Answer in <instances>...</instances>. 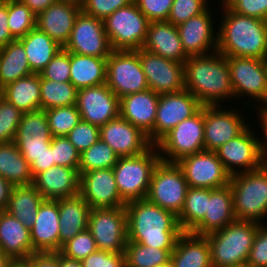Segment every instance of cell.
Here are the masks:
<instances>
[{
	"instance_id": "cell-1",
	"label": "cell",
	"mask_w": 267,
	"mask_h": 267,
	"mask_svg": "<svg viewBox=\"0 0 267 267\" xmlns=\"http://www.w3.org/2000/svg\"><path fill=\"white\" fill-rule=\"evenodd\" d=\"M127 215V239L144 246L174 249L183 233L177 216L147 199L125 205Z\"/></svg>"
},
{
	"instance_id": "cell-2",
	"label": "cell",
	"mask_w": 267,
	"mask_h": 267,
	"mask_svg": "<svg viewBox=\"0 0 267 267\" xmlns=\"http://www.w3.org/2000/svg\"><path fill=\"white\" fill-rule=\"evenodd\" d=\"M184 85L202 106H218L234 97L227 58L218 51L189 56L184 62Z\"/></svg>"
},
{
	"instance_id": "cell-3",
	"label": "cell",
	"mask_w": 267,
	"mask_h": 267,
	"mask_svg": "<svg viewBox=\"0 0 267 267\" xmlns=\"http://www.w3.org/2000/svg\"><path fill=\"white\" fill-rule=\"evenodd\" d=\"M218 29L217 51L226 57L267 55V21L224 9Z\"/></svg>"
},
{
	"instance_id": "cell-4",
	"label": "cell",
	"mask_w": 267,
	"mask_h": 267,
	"mask_svg": "<svg viewBox=\"0 0 267 267\" xmlns=\"http://www.w3.org/2000/svg\"><path fill=\"white\" fill-rule=\"evenodd\" d=\"M259 225L252 221L235 220L223 229L207 234L212 267L244 266Z\"/></svg>"
},
{
	"instance_id": "cell-5",
	"label": "cell",
	"mask_w": 267,
	"mask_h": 267,
	"mask_svg": "<svg viewBox=\"0 0 267 267\" xmlns=\"http://www.w3.org/2000/svg\"><path fill=\"white\" fill-rule=\"evenodd\" d=\"M229 185L235 219L267 224L262 221L267 217V165L255 171L232 175Z\"/></svg>"
},
{
	"instance_id": "cell-6",
	"label": "cell",
	"mask_w": 267,
	"mask_h": 267,
	"mask_svg": "<svg viewBox=\"0 0 267 267\" xmlns=\"http://www.w3.org/2000/svg\"><path fill=\"white\" fill-rule=\"evenodd\" d=\"M160 160L156 145L137 156L119 157L112 170L119 195L126 204L146 199L153 169Z\"/></svg>"
},
{
	"instance_id": "cell-7",
	"label": "cell",
	"mask_w": 267,
	"mask_h": 267,
	"mask_svg": "<svg viewBox=\"0 0 267 267\" xmlns=\"http://www.w3.org/2000/svg\"><path fill=\"white\" fill-rule=\"evenodd\" d=\"M103 22L112 50H139L143 47L150 21L134 1L107 16Z\"/></svg>"
},
{
	"instance_id": "cell-8",
	"label": "cell",
	"mask_w": 267,
	"mask_h": 267,
	"mask_svg": "<svg viewBox=\"0 0 267 267\" xmlns=\"http://www.w3.org/2000/svg\"><path fill=\"white\" fill-rule=\"evenodd\" d=\"M156 146L161 161L169 163L205 150L204 106L191 118L177 124Z\"/></svg>"
},
{
	"instance_id": "cell-9",
	"label": "cell",
	"mask_w": 267,
	"mask_h": 267,
	"mask_svg": "<svg viewBox=\"0 0 267 267\" xmlns=\"http://www.w3.org/2000/svg\"><path fill=\"white\" fill-rule=\"evenodd\" d=\"M189 185L177 163L159 161L153 169L146 199L178 216Z\"/></svg>"
},
{
	"instance_id": "cell-10",
	"label": "cell",
	"mask_w": 267,
	"mask_h": 267,
	"mask_svg": "<svg viewBox=\"0 0 267 267\" xmlns=\"http://www.w3.org/2000/svg\"><path fill=\"white\" fill-rule=\"evenodd\" d=\"M106 84L120 99L149 89L139 50H112L107 57Z\"/></svg>"
},
{
	"instance_id": "cell-11",
	"label": "cell",
	"mask_w": 267,
	"mask_h": 267,
	"mask_svg": "<svg viewBox=\"0 0 267 267\" xmlns=\"http://www.w3.org/2000/svg\"><path fill=\"white\" fill-rule=\"evenodd\" d=\"M230 70L231 84L234 97L245 98L249 96L260 105L252 101L246 102L247 109L265 106L267 103V74L262 59L254 57H226ZM252 104V105H250Z\"/></svg>"
},
{
	"instance_id": "cell-12",
	"label": "cell",
	"mask_w": 267,
	"mask_h": 267,
	"mask_svg": "<svg viewBox=\"0 0 267 267\" xmlns=\"http://www.w3.org/2000/svg\"><path fill=\"white\" fill-rule=\"evenodd\" d=\"M87 229L92 233L98 250L125 252L128 241L125 207L91 209Z\"/></svg>"
},
{
	"instance_id": "cell-13",
	"label": "cell",
	"mask_w": 267,
	"mask_h": 267,
	"mask_svg": "<svg viewBox=\"0 0 267 267\" xmlns=\"http://www.w3.org/2000/svg\"><path fill=\"white\" fill-rule=\"evenodd\" d=\"M249 127L248 125L237 137L221 145L215 151L218 159L231 176L255 171L264 165L260 152V137L254 134L253 129Z\"/></svg>"
},
{
	"instance_id": "cell-14",
	"label": "cell",
	"mask_w": 267,
	"mask_h": 267,
	"mask_svg": "<svg viewBox=\"0 0 267 267\" xmlns=\"http://www.w3.org/2000/svg\"><path fill=\"white\" fill-rule=\"evenodd\" d=\"M176 163L191 188L217 189L230 183L231 175L214 151L203 150Z\"/></svg>"
},
{
	"instance_id": "cell-15",
	"label": "cell",
	"mask_w": 267,
	"mask_h": 267,
	"mask_svg": "<svg viewBox=\"0 0 267 267\" xmlns=\"http://www.w3.org/2000/svg\"><path fill=\"white\" fill-rule=\"evenodd\" d=\"M63 48L68 52L98 58H107L112 51L103 20L82 11L77 15L71 36Z\"/></svg>"
},
{
	"instance_id": "cell-16",
	"label": "cell",
	"mask_w": 267,
	"mask_h": 267,
	"mask_svg": "<svg viewBox=\"0 0 267 267\" xmlns=\"http://www.w3.org/2000/svg\"><path fill=\"white\" fill-rule=\"evenodd\" d=\"M202 105L187 89L159 94L156 120L153 128V145H156L181 121L195 115Z\"/></svg>"
},
{
	"instance_id": "cell-17",
	"label": "cell",
	"mask_w": 267,
	"mask_h": 267,
	"mask_svg": "<svg viewBox=\"0 0 267 267\" xmlns=\"http://www.w3.org/2000/svg\"><path fill=\"white\" fill-rule=\"evenodd\" d=\"M139 59L148 87L155 93H174L185 89L184 63L163 58L143 48L139 49Z\"/></svg>"
},
{
	"instance_id": "cell-18",
	"label": "cell",
	"mask_w": 267,
	"mask_h": 267,
	"mask_svg": "<svg viewBox=\"0 0 267 267\" xmlns=\"http://www.w3.org/2000/svg\"><path fill=\"white\" fill-rule=\"evenodd\" d=\"M221 106L224 105L204 106V144L208 151L215 152L249 125L241 111L236 108L226 111Z\"/></svg>"
},
{
	"instance_id": "cell-19",
	"label": "cell",
	"mask_w": 267,
	"mask_h": 267,
	"mask_svg": "<svg viewBox=\"0 0 267 267\" xmlns=\"http://www.w3.org/2000/svg\"><path fill=\"white\" fill-rule=\"evenodd\" d=\"M76 106L83 121L101 127L119 116L120 99L104 83L78 89Z\"/></svg>"
},
{
	"instance_id": "cell-20",
	"label": "cell",
	"mask_w": 267,
	"mask_h": 267,
	"mask_svg": "<svg viewBox=\"0 0 267 267\" xmlns=\"http://www.w3.org/2000/svg\"><path fill=\"white\" fill-rule=\"evenodd\" d=\"M51 141L52 135L45 110L22 114L13 142L29 164L50 147Z\"/></svg>"
},
{
	"instance_id": "cell-21",
	"label": "cell",
	"mask_w": 267,
	"mask_h": 267,
	"mask_svg": "<svg viewBox=\"0 0 267 267\" xmlns=\"http://www.w3.org/2000/svg\"><path fill=\"white\" fill-rule=\"evenodd\" d=\"M91 209L125 207L119 195L112 168L92 170L80 175V192Z\"/></svg>"
},
{
	"instance_id": "cell-22",
	"label": "cell",
	"mask_w": 267,
	"mask_h": 267,
	"mask_svg": "<svg viewBox=\"0 0 267 267\" xmlns=\"http://www.w3.org/2000/svg\"><path fill=\"white\" fill-rule=\"evenodd\" d=\"M99 137L118 157L137 156L152 146L146 134L120 115L100 127Z\"/></svg>"
},
{
	"instance_id": "cell-23",
	"label": "cell",
	"mask_w": 267,
	"mask_h": 267,
	"mask_svg": "<svg viewBox=\"0 0 267 267\" xmlns=\"http://www.w3.org/2000/svg\"><path fill=\"white\" fill-rule=\"evenodd\" d=\"M209 8L177 26L183 50L188 57L217 51L218 30L214 27V15Z\"/></svg>"
},
{
	"instance_id": "cell-24",
	"label": "cell",
	"mask_w": 267,
	"mask_h": 267,
	"mask_svg": "<svg viewBox=\"0 0 267 267\" xmlns=\"http://www.w3.org/2000/svg\"><path fill=\"white\" fill-rule=\"evenodd\" d=\"M80 11L79 0H59L36 16V27L64 47Z\"/></svg>"
},
{
	"instance_id": "cell-25",
	"label": "cell",
	"mask_w": 267,
	"mask_h": 267,
	"mask_svg": "<svg viewBox=\"0 0 267 267\" xmlns=\"http://www.w3.org/2000/svg\"><path fill=\"white\" fill-rule=\"evenodd\" d=\"M159 94L151 89L120 98L119 115L147 135L153 145V128Z\"/></svg>"
},
{
	"instance_id": "cell-26",
	"label": "cell",
	"mask_w": 267,
	"mask_h": 267,
	"mask_svg": "<svg viewBox=\"0 0 267 267\" xmlns=\"http://www.w3.org/2000/svg\"><path fill=\"white\" fill-rule=\"evenodd\" d=\"M33 185L45 200L73 197L80 192L78 168L53 166L38 173Z\"/></svg>"
},
{
	"instance_id": "cell-27",
	"label": "cell",
	"mask_w": 267,
	"mask_h": 267,
	"mask_svg": "<svg viewBox=\"0 0 267 267\" xmlns=\"http://www.w3.org/2000/svg\"><path fill=\"white\" fill-rule=\"evenodd\" d=\"M58 200H44L30 229L34 252H59Z\"/></svg>"
},
{
	"instance_id": "cell-28",
	"label": "cell",
	"mask_w": 267,
	"mask_h": 267,
	"mask_svg": "<svg viewBox=\"0 0 267 267\" xmlns=\"http://www.w3.org/2000/svg\"><path fill=\"white\" fill-rule=\"evenodd\" d=\"M235 220L233 194L230 185L210 189L206 214L190 233L206 236L223 229Z\"/></svg>"
},
{
	"instance_id": "cell-29",
	"label": "cell",
	"mask_w": 267,
	"mask_h": 267,
	"mask_svg": "<svg viewBox=\"0 0 267 267\" xmlns=\"http://www.w3.org/2000/svg\"><path fill=\"white\" fill-rule=\"evenodd\" d=\"M0 249L12 261H24L33 254L30 229L6 210L0 211Z\"/></svg>"
},
{
	"instance_id": "cell-30",
	"label": "cell",
	"mask_w": 267,
	"mask_h": 267,
	"mask_svg": "<svg viewBox=\"0 0 267 267\" xmlns=\"http://www.w3.org/2000/svg\"><path fill=\"white\" fill-rule=\"evenodd\" d=\"M142 48L181 63L188 58L183 50L177 26L168 21L149 23L146 41Z\"/></svg>"
},
{
	"instance_id": "cell-31",
	"label": "cell",
	"mask_w": 267,
	"mask_h": 267,
	"mask_svg": "<svg viewBox=\"0 0 267 267\" xmlns=\"http://www.w3.org/2000/svg\"><path fill=\"white\" fill-rule=\"evenodd\" d=\"M59 251L64 243L87 229L91 208L80 194L58 199Z\"/></svg>"
},
{
	"instance_id": "cell-32",
	"label": "cell",
	"mask_w": 267,
	"mask_h": 267,
	"mask_svg": "<svg viewBox=\"0 0 267 267\" xmlns=\"http://www.w3.org/2000/svg\"><path fill=\"white\" fill-rule=\"evenodd\" d=\"M170 261L174 267H212L207 238L183 232L171 252Z\"/></svg>"
},
{
	"instance_id": "cell-33",
	"label": "cell",
	"mask_w": 267,
	"mask_h": 267,
	"mask_svg": "<svg viewBox=\"0 0 267 267\" xmlns=\"http://www.w3.org/2000/svg\"><path fill=\"white\" fill-rule=\"evenodd\" d=\"M107 58L70 52V82L77 88L106 83Z\"/></svg>"
},
{
	"instance_id": "cell-34",
	"label": "cell",
	"mask_w": 267,
	"mask_h": 267,
	"mask_svg": "<svg viewBox=\"0 0 267 267\" xmlns=\"http://www.w3.org/2000/svg\"><path fill=\"white\" fill-rule=\"evenodd\" d=\"M18 40L23 44L31 71L36 74H39L63 49V46L37 27Z\"/></svg>"
},
{
	"instance_id": "cell-35",
	"label": "cell",
	"mask_w": 267,
	"mask_h": 267,
	"mask_svg": "<svg viewBox=\"0 0 267 267\" xmlns=\"http://www.w3.org/2000/svg\"><path fill=\"white\" fill-rule=\"evenodd\" d=\"M44 200L33 184L13 186L5 210L31 229Z\"/></svg>"
},
{
	"instance_id": "cell-36",
	"label": "cell",
	"mask_w": 267,
	"mask_h": 267,
	"mask_svg": "<svg viewBox=\"0 0 267 267\" xmlns=\"http://www.w3.org/2000/svg\"><path fill=\"white\" fill-rule=\"evenodd\" d=\"M4 98L23 113L40 110V74L33 73L7 84Z\"/></svg>"
},
{
	"instance_id": "cell-37",
	"label": "cell",
	"mask_w": 267,
	"mask_h": 267,
	"mask_svg": "<svg viewBox=\"0 0 267 267\" xmlns=\"http://www.w3.org/2000/svg\"><path fill=\"white\" fill-rule=\"evenodd\" d=\"M0 176L13 186L33 184L30 164L14 142L0 143Z\"/></svg>"
},
{
	"instance_id": "cell-38",
	"label": "cell",
	"mask_w": 267,
	"mask_h": 267,
	"mask_svg": "<svg viewBox=\"0 0 267 267\" xmlns=\"http://www.w3.org/2000/svg\"><path fill=\"white\" fill-rule=\"evenodd\" d=\"M33 74L23 44L17 39L0 48V85Z\"/></svg>"
},
{
	"instance_id": "cell-39",
	"label": "cell",
	"mask_w": 267,
	"mask_h": 267,
	"mask_svg": "<svg viewBox=\"0 0 267 267\" xmlns=\"http://www.w3.org/2000/svg\"><path fill=\"white\" fill-rule=\"evenodd\" d=\"M210 189L189 187L183 208L177 216L183 232H190L205 216Z\"/></svg>"
},
{
	"instance_id": "cell-40",
	"label": "cell",
	"mask_w": 267,
	"mask_h": 267,
	"mask_svg": "<svg viewBox=\"0 0 267 267\" xmlns=\"http://www.w3.org/2000/svg\"><path fill=\"white\" fill-rule=\"evenodd\" d=\"M77 90L71 82H58L40 77L41 109L76 105Z\"/></svg>"
},
{
	"instance_id": "cell-41",
	"label": "cell",
	"mask_w": 267,
	"mask_h": 267,
	"mask_svg": "<svg viewBox=\"0 0 267 267\" xmlns=\"http://www.w3.org/2000/svg\"><path fill=\"white\" fill-rule=\"evenodd\" d=\"M174 249H160L127 241L125 247L126 267H159L170 261Z\"/></svg>"
},
{
	"instance_id": "cell-42",
	"label": "cell",
	"mask_w": 267,
	"mask_h": 267,
	"mask_svg": "<svg viewBox=\"0 0 267 267\" xmlns=\"http://www.w3.org/2000/svg\"><path fill=\"white\" fill-rule=\"evenodd\" d=\"M118 159L119 157L113 149L106 142L99 139L80 153L79 174L92 170L113 168Z\"/></svg>"
},
{
	"instance_id": "cell-43",
	"label": "cell",
	"mask_w": 267,
	"mask_h": 267,
	"mask_svg": "<svg viewBox=\"0 0 267 267\" xmlns=\"http://www.w3.org/2000/svg\"><path fill=\"white\" fill-rule=\"evenodd\" d=\"M8 26L12 37H25L36 27V15L20 0H8Z\"/></svg>"
},
{
	"instance_id": "cell-44",
	"label": "cell",
	"mask_w": 267,
	"mask_h": 267,
	"mask_svg": "<svg viewBox=\"0 0 267 267\" xmlns=\"http://www.w3.org/2000/svg\"><path fill=\"white\" fill-rule=\"evenodd\" d=\"M52 137L66 136L81 120L76 105L45 110Z\"/></svg>"
},
{
	"instance_id": "cell-45",
	"label": "cell",
	"mask_w": 267,
	"mask_h": 267,
	"mask_svg": "<svg viewBox=\"0 0 267 267\" xmlns=\"http://www.w3.org/2000/svg\"><path fill=\"white\" fill-rule=\"evenodd\" d=\"M97 250L92 233L88 229H85L64 243L59 252L68 258L82 261Z\"/></svg>"
},
{
	"instance_id": "cell-46",
	"label": "cell",
	"mask_w": 267,
	"mask_h": 267,
	"mask_svg": "<svg viewBox=\"0 0 267 267\" xmlns=\"http://www.w3.org/2000/svg\"><path fill=\"white\" fill-rule=\"evenodd\" d=\"M23 112L3 98L0 102V143L13 142Z\"/></svg>"
},
{
	"instance_id": "cell-47",
	"label": "cell",
	"mask_w": 267,
	"mask_h": 267,
	"mask_svg": "<svg viewBox=\"0 0 267 267\" xmlns=\"http://www.w3.org/2000/svg\"><path fill=\"white\" fill-rule=\"evenodd\" d=\"M50 145L55 166L79 168L80 152L66 136L52 137Z\"/></svg>"
},
{
	"instance_id": "cell-48",
	"label": "cell",
	"mask_w": 267,
	"mask_h": 267,
	"mask_svg": "<svg viewBox=\"0 0 267 267\" xmlns=\"http://www.w3.org/2000/svg\"><path fill=\"white\" fill-rule=\"evenodd\" d=\"M209 0H173L167 21L178 26L209 7ZM208 3V4H207Z\"/></svg>"
},
{
	"instance_id": "cell-49",
	"label": "cell",
	"mask_w": 267,
	"mask_h": 267,
	"mask_svg": "<svg viewBox=\"0 0 267 267\" xmlns=\"http://www.w3.org/2000/svg\"><path fill=\"white\" fill-rule=\"evenodd\" d=\"M39 74L42 79L70 82V52L61 49Z\"/></svg>"
},
{
	"instance_id": "cell-50",
	"label": "cell",
	"mask_w": 267,
	"mask_h": 267,
	"mask_svg": "<svg viewBox=\"0 0 267 267\" xmlns=\"http://www.w3.org/2000/svg\"><path fill=\"white\" fill-rule=\"evenodd\" d=\"M99 133V126L90 124L81 119L66 137L81 153L100 139Z\"/></svg>"
},
{
	"instance_id": "cell-51",
	"label": "cell",
	"mask_w": 267,
	"mask_h": 267,
	"mask_svg": "<svg viewBox=\"0 0 267 267\" xmlns=\"http://www.w3.org/2000/svg\"><path fill=\"white\" fill-rule=\"evenodd\" d=\"M81 11L89 16L104 20L119 8L125 7L133 0H79Z\"/></svg>"
},
{
	"instance_id": "cell-52",
	"label": "cell",
	"mask_w": 267,
	"mask_h": 267,
	"mask_svg": "<svg viewBox=\"0 0 267 267\" xmlns=\"http://www.w3.org/2000/svg\"><path fill=\"white\" fill-rule=\"evenodd\" d=\"M246 264L252 267H267V227L265 224H260L257 228Z\"/></svg>"
},
{
	"instance_id": "cell-53",
	"label": "cell",
	"mask_w": 267,
	"mask_h": 267,
	"mask_svg": "<svg viewBox=\"0 0 267 267\" xmlns=\"http://www.w3.org/2000/svg\"><path fill=\"white\" fill-rule=\"evenodd\" d=\"M150 22L167 21L173 0H133Z\"/></svg>"
},
{
	"instance_id": "cell-54",
	"label": "cell",
	"mask_w": 267,
	"mask_h": 267,
	"mask_svg": "<svg viewBox=\"0 0 267 267\" xmlns=\"http://www.w3.org/2000/svg\"><path fill=\"white\" fill-rule=\"evenodd\" d=\"M83 267H126L125 253L97 250L82 261Z\"/></svg>"
},
{
	"instance_id": "cell-55",
	"label": "cell",
	"mask_w": 267,
	"mask_h": 267,
	"mask_svg": "<svg viewBox=\"0 0 267 267\" xmlns=\"http://www.w3.org/2000/svg\"><path fill=\"white\" fill-rule=\"evenodd\" d=\"M230 10L267 21V0H237Z\"/></svg>"
},
{
	"instance_id": "cell-56",
	"label": "cell",
	"mask_w": 267,
	"mask_h": 267,
	"mask_svg": "<svg viewBox=\"0 0 267 267\" xmlns=\"http://www.w3.org/2000/svg\"><path fill=\"white\" fill-rule=\"evenodd\" d=\"M23 262L27 267H60V252H34Z\"/></svg>"
},
{
	"instance_id": "cell-57",
	"label": "cell",
	"mask_w": 267,
	"mask_h": 267,
	"mask_svg": "<svg viewBox=\"0 0 267 267\" xmlns=\"http://www.w3.org/2000/svg\"><path fill=\"white\" fill-rule=\"evenodd\" d=\"M8 26V0L0 1V48L14 41Z\"/></svg>"
},
{
	"instance_id": "cell-58",
	"label": "cell",
	"mask_w": 267,
	"mask_h": 267,
	"mask_svg": "<svg viewBox=\"0 0 267 267\" xmlns=\"http://www.w3.org/2000/svg\"><path fill=\"white\" fill-rule=\"evenodd\" d=\"M53 166H55V161L53 160V151L51 150L50 145V147H48L43 154L35 158L34 161L30 164L33 178L41 171L47 170Z\"/></svg>"
},
{
	"instance_id": "cell-59",
	"label": "cell",
	"mask_w": 267,
	"mask_h": 267,
	"mask_svg": "<svg viewBox=\"0 0 267 267\" xmlns=\"http://www.w3.org/2000/svg\"><path fill=\"white\" fill-rule=\"evenodd\" d=\"M257 116L259 118L258 121H260L259 123L261 124V128L263 129V139H259V143H260V152L264 161V164L267 165V108L264 106H261L259 108V106L257 107ZM262 140V141H261Z\"/></svg>"
},
{
	"instance_id": "cell-60",
	"label": "cell",
	"mask_w": 267,
	"mask_h": 267,
	"mask_svg": "<svg viewBox=\"0 0 267 267\" xmlns=\"http://www.w3.org/2000/svg\"><path fill=\"white\" fill-rule=\"evenodd\" d=\"M27 5L30 10L37 16L40 12L46 10L50 5L59 0H20Z\"/></svg>"
},
{
	"instance_id": "cell-61",
	"label": "cell",
	"mask_w": 267,
	"mask_h": 267,
	"mask_svg": "<svg viewBox=\"0 0 267 267\" xmlns=\"http://www.w3.org/2000/svg\"><path fill=\"white\" fill-rule=\"evenodd\" d=\"M13 185L0 176V211L5 210Z\"/></svg>"
},
{
	"instance_id": "cell-62",
	"label": "cell",
	"mask_w": 267,
	"mask_h": 267,
	"mask_svg": "<svg viewBox=\"0 0 267 267\" xmlns=\"http://www.w3.org/2000/svg\"><path fill=\"white\" fill-rule=\"evenodd\" d=\"M60 267H83L79 260L71 259L60 253Z\"/></svg>"
},
{
	"instance_id": "cell-63",
	"label": "cell",
	"mask_w": 267,
	"mask_h": 267,
	"mask_svg": "<svg viewBox=\"0 0 267 267\" xmlns=\"http://www.w3.org/2000/svg\"><path fill=\"white\" fill-rule=\"evenodd\" d=\"M13 261L0 249V267H8Z\"/></svg>"
},
{
	"instance_id": "cell-64",
	"label": "cell",
	"mask_w": 267,
	"mask_h": 267,
	"mask_svg": "<svg viewBox=\"0 0 267 267\" xmlns=\"http://www.w3.org/2000/svg\"><path fill=\"white\" fill-rule=\"evenodd\" d=\"M237 0H222L221 6L224 9H230Z\"/></svg>"
},
{
	"instance_id": "cell-65",
	"label": "cell",
	"mask_w": 267,
	"mask_h": 267,
	"mask_svg": "<svg viewBox=\"0 0 267 267\" xmlns=\"http://www.w3.org/2000/svg\"><path fill=\"white\" fill-rule=\"evenodd\" d=\"M8 267H27L23 261H13Z\"/></svg>"
},
{
	"instance_id": "cell-66",
	"label": "cell",
	"mask_w": 267,
	"mask_h": 267,
	"mask_svg": "<svg viewBox=\"0 0 267 267\" xmlns=\"http://www.w3.org/2000/svg\"><path fill=\"white\" fill-rule=\"evenodd\" d=\"M4 98V87L0 85V102Z\"/></svg>"
},
{
	"instance_id": "cell-67",
	"label": "cell",
	"mask_w": 267,
	"mask_h": 267,
	"mask_svg": "<svg viewBox=\"0 0 267 267\" xmlns=\"http://www.w3.org/2000/svg\"><path fill=\"white\" fill-rule=\"evenodd\" d=\"M159 267H174L171 263V261H169L167 264H164L162 266H159Z\"/></svg>"
},
{
	"instance_id": "cell-68",
	"label": "cell",
	"mask_w": 267,
	"mask_h": 267,
	"mask_svg": "<svg viewBox=\"0 0 267 267\" xmlns=\"http://www.w3.org/2000/svg\"><path fill=\"white\" fill-rule=\"evenodd\" d=\"M263 63H264V66H265V69H266V74H267V55H266V57L263 59Z\"/></svg>"
},
{
	"instance_id": "cell-69",
	"label": "cell",
	"mask_w": 267,
	"mask_h": 267,
	"mask_svg": "<svg viewBox=\"0 0 267 267\" xmlns=\"http://www.w3.org/2000/svg\"><path fill=\"white\" fill-rule=\"evenodd\" d=\"M241 267H252V266H249V265L245 264L244 266H241Z\"/></svg>"
}]
</instances>
